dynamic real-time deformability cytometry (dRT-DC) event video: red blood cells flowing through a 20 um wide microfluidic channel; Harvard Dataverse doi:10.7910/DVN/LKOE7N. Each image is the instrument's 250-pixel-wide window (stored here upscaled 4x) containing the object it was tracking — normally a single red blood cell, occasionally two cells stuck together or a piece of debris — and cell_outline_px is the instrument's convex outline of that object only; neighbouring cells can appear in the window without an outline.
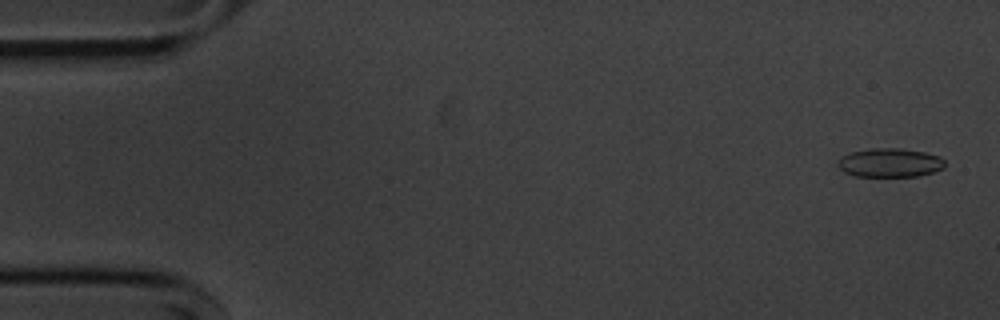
{"species": "common noctule bat (a hibernating species)", "species_latin": "Nyctalus noctula", "temperature_condition": "cold", "stored_images_in_passage": 55, "camera_frame_rate_fps": 3000, "um_per_image_px": 0.085, "animal": {"sex": "male", "body_mass_g": 20.1, "forearm_length_mm": 53.5}, "frame": {"image": 1, "passage_image": 2, "time_ms": 0.333, "image_size_px": [1000, 320], "cell_outline_px": [[944, 168], [932, 172], [916, 176], [856, 176], [844, 172], [836, 164], [848, 152], [872, 148], [900, 148], [924, 152], [940, 156], [944, 160]], "centroid_in_image_um": [75.64, 13.82], "position_along_channel_um": 9.4, "area_um2": 17.92}}
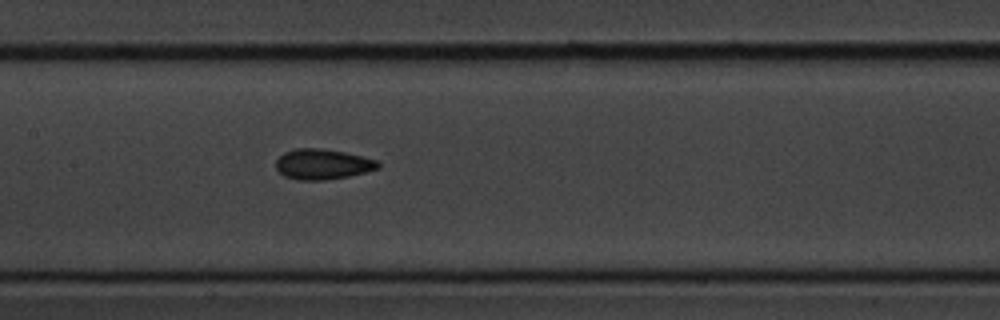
{"frame": {"image": 2, "passage_image": 26, "time_ms": 8.333, "image_size_px": [1000, 320], "cell_outline_px": [[380, 168], [348, 176], [324, 180], [296, 180], [284, 176], [276, 168], [276, 160], [284, 152], [296, 148], [320, 148], [344, 152], [376, 160], [380, 164]], "centroid_in_image_um": [27.39, 13.96], "position_along_channel_um": 180.0, "area_um2": 17.98}}
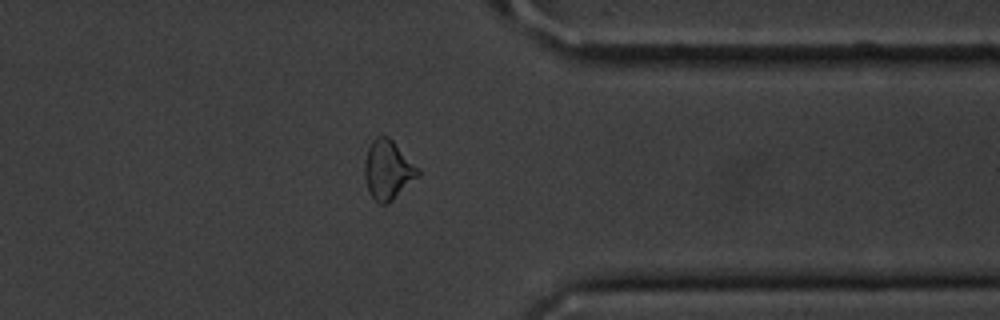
{"frame": {"image": 3, "passage_image": 43, "time_ms": 14.0, "image_size_px": [1000, 320], "cell_outline_px": [[420, 176], [388, 204], [380, 204], [368, 192], [364, 176], [364, 160], [368, 148], [372, 140], [376, 136], [388, 136], [420, 168]], "centroid_in_image_um": [32.98, 14.44], "position_along_channel_um": 378.4, "area_um2": 18.67}, "authors_computed_cell_mechanics": {"area_um2": 18.0336, "velocity_mm_per_s": 3.6383, "shape_relaxation_time_tau1_ms": 3.045, "shape_relaxation_time_tau2_ms": 2.9953, "deformation_change_tau1": 0.0728, "deformation_change_tau2": 0.0832}}